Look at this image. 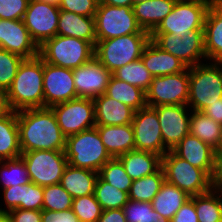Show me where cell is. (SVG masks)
Listing matches in <instances>:
<instances>
[{"label": "cell", "instance_id": "816d5d0a", "mask_svg": "<svg viewBox=\"0 0 222 222\" xmlns=\"http://www.w3.org/2000/svg\"><path fill=\"white\" fill-rule=\"evenodd\" d=\"M202 112L222 125V98L206 107Z\"/></svg>", "mask_w": 222, "mask_h": 222}, {"label": "cell", "instance_id": "2e32d148", "mask_svg": "<svg viewBox=\"0 0 222 222\" xmlns=\"http://www.w3.org/2000/svg\"><path fill=\"white\" fill-rule=\"evenodd\" d=\"M131 125L135 150L154 152L162 157L169 151L164 146L157 111L153 107L146 106L135 111Z\"/></svg>", "mask_w": 222, "mask_h": 222}, {"label": "cell", "instance_id": "f35d334b", "mask_svg": "<svg viewBox=\"0 0 222 222\" xmlns=\"http://www.w3.org/2000/svg\"><path fill=\"white\" fill-rule=\"evenodd\" d=\"M127 222H170L157 213L150 202L130 200L123 207Z\"/></svg>", "mask_w": 222, "mask_h": 222}, {"label": "cell", "instance_id": "60d3db41", "mask_svg": "<svg viewBox=\"0 0 222 222\" xmlns=\"http://www.w3.org/2000/svg\"><path fill=\"white\" fill-rule=\"evenodd\" d=\"M71 209L80 222H97L103 212L94 194L74 198Z\"/></svg>", "mask_w": 222, "mask_h": 222}, {"label": "cell", "instance_id": "44dd1931", "mask_svg": "<svg viewBox=\"0 0 222 222\" xmlns=\"http://www.w3.org/2000/svg\"><path fill=\"white\" fill-rule=\"evenodd\" d=\"M93 101L96 125L112 126L132 123L135 110L130 106L105 94L97 96Z\"/></svg>", "mask_w": 222, "mask_h": 222}, {"label": "cell", "instance_id": "cb8c5ba5", "mask_svg": "<svg viewBox=\"0 0 222 222\" xmlns=\"http://www.w3.org/2000/svg\"><path fill=\"white\" fill-rule=\"evenodd\" d=\"M105 149L112 158L135 150L134 131L131 124L96 125Z\"/></svg>", "mask_w": 222, "mask_h": 222}, {"label": "cell", "instance_id": "d6a6232c", "mask_svg": "<svg viewBox=\"0 0 222 222\" xmlns=\"http://www.w3.org/2000/svg\"><path fill=\"white\" fill-rule=\"evenodd\" d=\"M105 95L130 106L135 111L144 108L146 104V93L139 87L128 84L111 76Z\"/></svg>", "mask_w": 222, "mask_h": 222}, {"label": "cell", "instance_id": "ee69618b", "mask_svg": "<svg viewBox=\"0 0 222 222\" xmlns=\"http://www.w3.org/2000/svg\"><path fill=\"white\" fill-rule=\"evenodd\" d=\"M99 2L97 0H61L60 10H66L82 16L95 17Z\"/></svg>", "mask_w": 222, "mask_h": 222}, {"label": "cell", "instance_id": "d6986e66", "mask_svg": "<svg viewBox=\"0 0 222 222\" xmlns=\"http://www.w3.org/2000/svg\"><path fill=\"white\" fill-rule=\"evenodd\" d=\"M72 71L76 94L79 98L95 99L105 94L112 76V73L95 57Z\"/></svg>", "mask_w": 222, "mask_h": 222}, {"label": "cell", "instance_id": "9f6ffc18", "mask_svg": "<svg viewBox=\"0 0 222 222\" xmlns=\"http://www.w3.org/2000/svg\"><path fill=\"white\" fill-rule=\"evenodd\" d=\"M0 222H10L6 213L0 215Z\"/></svg>", "mask_w": 222, "mask_h": 222}, {"label": "cell", "instance_id": "ba28073f", "mask_svg": "<svg viewBox=\"0 0 222 222\" xmlns=\"http://www.w3.org/2000/svg\"><path fill=\"white\" fill-rule=\"evenodd\" d=\"M95 26L97 40L128 34H150L139 26L132 7L110 6L101 2L95 13Z\"/></svg>", "mask_w": 222, "mask_h": 222}, {"label": "cell", "instance_id": "d590c367", "mask_svg": "<svg viewBox=\"0 0 222 222\" xmlns=\"http://www.w3.org/2000/svg\"><path fill=\"white\" fill-rule=\"evenodd\" d=\"M112 75L121 81L139 87L145 92L153 80L152 74L145 67L141 58L118 68Z\"/></svg>", "mask_w": 222, "mask_h": 222}, {"label": "cell", "instance_id": "f1b7e54d", "mask_svg": "<svg viewBox=\"0 0 222 222\" xmlns=\"http://www.w3.org/2000/svg\"><path fill=\"white\" fill-rule=\"evenodd\" d=\"M190 134L209 144L218 153L222 149V125L202 111L191 110Z\"/></svg>", "mask_w": 222, "mask_h": 222}, {"label": "cell", "instance_id": "74e56055", "mask_svg": "<svg viewBox=\"0 0 222 222\" xmlns=\"http://www.w3.org/2000/svg\"><path fill=\"white\" fill-rule=\"evenodd\" d=\"M99 176L110 185L129 194L133 180L126 173L118 157L106 162L99 171Z\"/></svg>", "mask_w": 222, "mask_h": 222}, {"label": "cell", "instance_id": "6da1fadb", "mask_svg": "<svg viewBox=\"0 0 222 222\" xmlns=\"http://www.w3.org/2000/svg\"><path fill=\"white\" fill-rule=\"evenodd\" d=\"M21 153L33 150L64 151L66 137L50 107L17 111Z\"/></svg>", "mask_w": 222, "mask_h": 222}, {"label": "cell", "instance_id": "680465c9", "mask_svg": "<svg viewBox=\"0 0 222 222\" xmlns=\"http://www.w3.org/2000/svg\"><path fill=\"white\" fill-rule=\"evenodd\" d=\"M132 1H133V4H137V3L143 2L145 0H132Z\"/></svg>", "mask_w": 222, "mask_h": 222}, {"label": "cell", "instance_id": "7a4b0ae2", "mask_svg": "<svg viewBox=\"0 0 222 222\" xmlns=\"http://www.w3.org/2000/svg\"><path fill=\"white\" fill-rule=\"evenodd\" d=\"M44 61L39 57L24 59L7 90L12 111L44 107Z\"/></svg>", "mask_w": 222, "mask_h": 222}, {"label": "cell", "instance_id": "484cf974", "mask_svg": "<svg viewBox=\"0 0 222 222\" xmlns=\"http://www.w3.org/2000/svg\"><path fill=\"white\" fill-rule=\"evenodd\" d=\"M177 0H145L133 4V11L139 26L150 34L173 10Z\"/></svg>", "mask_w": 222, "mask_h": 222}, {"label": "cell", "instance_id": "4fadbf2b", "mask_svg": "<svg viewBox=\"0 0 222 222\" xmlns=\"http://www.w3.org/2000/svg\"><path fill=\"white\" fill-rule=\"evenodd\" d=\"M50 108L66 138L96 126L93 99L76 98Z\"/></svg>", "mask_w": 222, "mask_h": 222}, {"label": "cell", "instance_id": "5b68a950", "mask_svg": "<svg viewBox=\"0 0 222 222\" xmlns=\"http://www.w3.org/2000/svg\"><path fill=\"white\" fill-rule=\"evenodd\" d=\"M151 40L150 34H128L112 39L97 40L94 57L111 73L141 58Z\"/></svg>", "mask_w": 222, "mask_h": 222}, {"label": "cell", "instance_id": "8fae6325", "mask_svg": "<svg viewBox=\"0 0 222 222\" xmlns=\"http://www.w3.org/2000/svg\"><path fill=\"white\" fill-rule=\"evenodd\" d=\"M30 181L41 187L60 183L68 160L64 151L33 150L21 153Z\"/></svg>", "mask_w": 222, "mask_h": 222}, {"label": "cell", "instance_id": "4316f807", "mask_svg": "<svg viewBox=\"0 0 222 222\" xmlns=\"http://www.w3.org/2000/svg\"><path fill=\"white\" fill-rule=\"evenodd\" d=\"M132 180L157 172L162 167V156L143 150H132L118 157Z\"/></svg>", "mask_w": 222, "mask_h": 222}, {"label": "cell", "instance_id": "f5cc1de1", "mask_svg": "<svg viewBox=\"0 0 222 222\" xmlns=\"http://www.w3.org/2000/svg\"><path fill=\"white\" fill-rule=\"evenodd\" d=\"M6 91L0 89V118L11 112Z\"/></svg>", "mask_w": 222, "mask_h": 222}, {"label": "cell", "instance_id": "d4e9b609", "mask_svg": "<svg viewBox=\"0 0 222 222\" xmlns=\"http://www.w3.org/2000/svg\"><path fill=\"white\" fill-rule=\"evenodd\" d=\"M204 49L207 61L222 62V5L209 7L204 22Z\"/></svg>", "mask_w": 222, "mask_h": 222}, {"label": "cell", "instance_id": "603a6c76", "mask_svg": "<svg viewBox=\"0 0 222 222\" xmlns=\"http://www.w3.org/2000/svg\"><path fill=\"white\" fill-rule=\"evenodd\" d=\"M57 35L86 40L95 47L97 42L95 17L60 10Z\"/></svg>", "mask_w": 222, "mask_h": 222}, {"label": "cell", "instance_id": "ab89813d", "mask_svg": "<svg viewBox=\"0 0 222 222\" xmlns=\"http://www.w3.org/2000/svg\"><path fill=\"white\" fill-rule=\"evenodd\" d=\"M73 198L60 183L43 187L42 209L65 211L71 209Z\"/></svg>", "mask_w": 222, "mask_h": 222}, {"label": "cell", "instance_id": "7dc6e473", "mask_svg": "<svg viewBox=\"0 0 222 222\" xmlns=\"http://www.w3.org/2000/svg\"><path fill=\"white\" fill-rule=\"evenodd\" d=\"M170 222H199L194 205V196H191L175 213Z\"/></svg>", "mask_w": 222, "mask_h": 222}, {"label": "cell", "instance_id": "7c38bea8", "mask_svg": "<svg viewBox=\"0 0 222 222\" xmlns=\"http://www.w3.org/2000/svg\"><path fill=\"white\" fill-rule=\"evenodd\" d=\"M146 93L149 107L187 105L189 96V68L183 72L153 77Z\"/></svg>", "mask_w": 222, "mask_h": 222}, {"label": "cell", "instance_id": "8d00e7d4", "mask_svg": "<svg viewBox=\"0 0 222 222\" xmlns=\"http://www.w3.org/2000/svg\"><path fill=\"white\" fill-rule=\"evenodd\" d=\"M94 195L103 211L108 209H123L129 201V194L127 192H123L110 185L100 176H98L95 183Z\"/></svg>", "mask_w": 222, "mask_h": 222}, {"label": "cell", "instance_id": "9a60e30c", "mask_svg": "<svg viewBox=\"0 0 222 222\" xmlns=\"http://www.w3.org/2000/svg\"><path fill=\"white\" fill-rule=\"evenodd\" d=\"M59 14L60 8L57 4L40 0L29 1L22 20L38 47L57 35Z\"/></svg>", "mask_w": 222, "mask_h": 222}, {"label": "cell", "instance_id": "bcb514c9", "mask_svg": "<svg viewBox=\"0 0 222 222\" xmlns=\"http://www.w3.org/2000/svg\"><path fill=\"white\" fill-rule=\"evenodd\" d=\"M42 206L43 187L32 182L25 184L21 209L42 210Z\"/></svg>", "mask_w": 222, "mask_h": 222}, {"label": "cell", "instance_id": "db71d44e", "mask_svg": "<svg viewBox=\"0 0 222 222\" xmlns=\"http://www.w3.org/2000/svg\"><path fill=\"white\" fill-rule=\"evenodd\" d=\"M101 3L117 7L121 6L133 7L132 0H102Z\"/></svg>", "mask_w": 222, "mask_h": 222}, {"label": "cell", "instance_id": "ac0fdd59", "mask_svg": "<svg viewBox=\"0 0 222 222\" xmlns=\"http://www.w3.org/2000/svg\"><path fill=\"white\" fill-rule=\"evenodd\" d=\"M44 107L79 98L74 86L73 71L44 62Z\"/></svg>", "mask_w": 222, "mask_h": 222}, {"label": "cell", "instance_id": "9c48e42d", "mask_svg": "<svg viewBox=\"0 0 222 222\" xmlns=\"http://www.w3.org/2000/svg\"><path fill=\"white\" fill-rule=\"evenodd\" d=\"M150 36L158 47L178 58L188 68L207 61L204 29L190 31L183 38L171 33H151Z\"/></svg>", "mask_w": 222, "mask_h": 222}, {"label": "cell", "instance_id": "c3c4849f", "mask_svg": "<svg viewBox=\"0 0 222 222\" xmlns=\"http://www.w3.org/2000/svg\"><path fill=\"white\" fill-rule=\"evenodd\" d=\"M41 222H80L78 217L68 209L65 211L41 210Z\"/></svg>", "mask_w": 222, "mask_h": 222}, {"label": "cell", "instance_id": "f6af8a7d", "mask_svg": "<svg viewBox=\"0 0 222 222\" xmlns=\"http://www.w3.org/2000/svg\"><path fill=\"white\" fill-rule=\"evenodd\" d=\"M30 0H0V19L22 20Z\"/></svg>", "mask_w": 222, "mask_h": 222}, {"label": "cell", "instance_id": "3957f363", "mask_svg": "<svg viewBox=\"0 0 222 222\" xmlns=\"http://www.w3.org/2000/svg\"><path fill=\"white\" fill-rule=\"evenodd\" d=\"M222 98V62L205 61L189 67V96L187 106L203 111Z\"/></svg>", "mask_w": 222, "mask_h": 222}, {"label": "cell", "instance_id": "6f0895ef", "mask_svg": "<svg viewBox=\"0 0 222 222\" xmlns=\"http://www.w3.org/2000/svg\"><path fill=\"white\" fill-rule=\"evenodd\" d=\"M40 1H45V2H48V3H52V4H59L61 0H40Z\"/></svg>", "mask_w": 222, "mask_h": 222}, {"label": "cell", "instance_id": "5bb4252c", "mask_svg": "<svg viewBox=\"0 0 222 222\" xmlns=\"http://www.w3.org/2000/svg\"><path fill=\"white\" fill-rule=\"evenodd\" d=\"M172 151L192 166L204 170L217 184L222 183V162L218 152L209 144L188 134Z\"/></svg>", "mask_w": 222, "mask_h": 222}, {"label": "cell", "instance_id": "ffe728a7", "mask_svg": "<svg viewBox=\"0 0 222 222\" xmlns=\"http://www.w3.org/2000/svg\"><path fill=\"white\" fill-rule=\"evenodd\" d=\"M0 48L24 59L39 56V47L32 40L23 20L0 19Z\"/></svg>", "mask_w": 222, "mask_h": 222}, {"label": "cell", "instance_id": "1f68e13d", "mask_svg": "<svg viewBox=\"0 0 222 222\" xmlns=\"http://www.w3.org/2000/svg\"><path fill=\"white\" fill-rule=\"evenodd\" d=\"M194 205L199 222H222V183L194 196Z\"/></svg>", "mask_w": 222, "mask_h": 222}, {"label": "cell", "instance_id": "83f0119b", "mask_svg": "<svg viewBox=\"0 0 222 222\" xmlns=\"http://www.w3.org/2000/svg\"><path fill=\"white\" fill-rule=\"evenodd\" d=\"M99 176L98 172L90 169L77 168L67 165L60 185L72 196L77 198L94 194L95 183Z\"/></svg>", "mask_w": 222, "mask_h": 222}, {"label": "cell", "instance_id": "836d02e7", "mask_svg": "<svg viewBox=\"0 0 222 222\" xmlns=\"http://www.w3.org/2000/svg\"><path fill=\"white\" fill-rule=\"evenodd\" d=\"M164 182L165 174L162 167L151 175L135 179L129 191V199L151 203Z\"/></svg>", "mask_w": 222, "mask_h": 222}, {"label": "cell", "instance_id": "f907efd6", "mask_svg": "<svg viewBox=\"0 0 222 222\" xmlns=\"http://www.w3.org/2000/svg\"><path fill=\"white\" fill-rule=\"evenodd\" d=\"M97 222H127L123 209L104 210Z\"/></svg>", "mask_w": 222, "mask_h": 222}, {"label": "cell", "instance_id": "681fc988", "mask_svg": "<svg viewBox=\"0 0 222 222\" xmlns=\"http://www.w3.org/2000/svg\"><path fill=\"white\" fill-rule=\"evenodd\" d=\"M10 222H41V210L13 209L7 213Z\"/></svg>", "mask_w": 222, "mask_h": 222}, {"label": "cell", "instance_id": "7402d4cb", "mask_svg": "<svg viewBox=\"0 0 222 222\" xmlns=\"http://www.w3.org/2000/svg\"><path fill=\"white\" fill-rule=\"evenodd\" d=\"M141 59L153 77L177 74L187 68L178 58L163 51L152 40L143 49Z\"/></svg>", "mask_w": 222, "mask_h": 222}, {"label": "cell", "instance_id": "91938a15", "mask_svg": "<svg viewBox=\"0 0 222 222\" xmlns=\"http://www.w3.org/2000/svg\"><path fill=\"white\" fill-rule=\"evenodd\" d=\"M218 155H219L220 160H221V162H222V149H221V151L218 153Z\"/></svg>", "mask_w": 222, "mask_h": 222}, {"label": "cell", "instance_id": "e0dca14e", "mask_svg": "<svg viewBox=\"0 0 222 222\" xmlns=\"http://www.w3.org/2000/svg\"><path fill=\"white\" fill-rule=\"evenodd\" d=\"M157 111L164 146L172 150L190 134L191 109L187 105H160Z\"/></svg>", "mask_w": 222, "mask_h": 222}, {"label": "cell", "instance_id": "30bf717a", "mask_svg": "<svg viewBox=\"0 0 222 222\" xmlns=\"http://www.w3.org/2000/svg\"><path fill=\"white\" fill-rule=\"evenodd\" d=\"M210 5L197 0H177L173 10L152 33H171L183 36L193 30L204 29Z\"/></svg>", "mask_w": 222, "mask_h": 222}, {"label": "cell", "instance_id": "4dcf8cb0", "mask_svg": "<svg viewBox=\"0 0 222 222\" xmlns=\"http://www.w3.org/2000/svg\"><path fill=\"white\" fill-rule=\"evenodd\" d=\"M21 156L17 112L11 111L0 118V159H13Z\"/></svg>", "mask_w": 222, "mask_h": 222}, {"label": "cell", "instance_id": "11a10c76", "mask_svg": "<svg viewBox=\"0 0 222 222\" xmlns=\"http://www.w3.org/2000/svg\"><path fill=\"white\" fill-rule=\"evenodd\" d=\"M197 1H201V2L207 3L210 6L217 5V4L220 3V0H197Z\"/></svg>", "mask_w": 222, "mask_h": 222}, {"label": "cell", "instance_id": "b9f144b4", "mask_svg": "<svg viewBox=\"0 0 222 222\" xmlns=\"http://www.w3.org/2000/svg\"><path fill=\"white\" fill-rule=\"evenodd\" d=\"M24 58L0 48V89L7 92Z\"/></svg>", "mask_w": 222, "mask_h": 222}, {"label": "cell", "instance_id": "e575fe53", "mask_svg": "<svg viewBox=\"0 0 222 222\" xmlns=\"http://www.w3.org/2000/svg\"><path fill=\"white\" fill-rule=\"evenodd\" d=\"M28 169L20 157L4 159L0 162V191L16 185L30 183Z\"/></svg>", "mask_w": 222, "mask_h": 222}, {"label": "cell", "instance_id": "7bdbcfd3", "mask_svg": "<svg viewBox=\"0 0 222 222\" xmlns=\"http://www.w3.org/2000/svg\"><path fill=\"white\" fill-rule=\"evenodd\" d=\"M24 185H16L5 188L0 191V210L2 213L19 208L21 209V201H23ZM4 204V205H3Z\"/></svg>", "mask_w": 222, "mask_h": 222}, {"label": "cell", "instance_id": "8992f818", "mask_svg": "<svg viewBox=\"0 0 222 222\" xmlns=\"http://www.w3.org/2000/svg\"><path fill=\"white\" fill-rule=\"evenodd\" d=\"M95 55V47L86 40L56 35L39 47V57L46 63L69 69L78 68Z\"/></svg>", "mask_w": 222, "mask_h": 222}, {"label": "cell", "instance_id": "52a82bcc", "mask_svg": "<svg viewBox=\"0 0 222 222\" xmlns=\"http://www.w3.org/2000/svg\"><path fill=\"white\" fill-rule=\"evenodd\" d=\"M165 181L196 196L210 191L217 183L202 169L192 166L186 160L169 150L162 157Z\"/></svg>", "mask_w": 222, "mask_h": 222}, {"label": "cell", "instance_id": "f546056e", "mask_svg": "<svg viewBox=\"0 0 222 222\" xmlns=\"http://www.w3.org/2000/svg\"><path fill=\"white\" fill-rule=\"evenodd\" d=\"M190 197L185 191L165 181L151 203L153 209L159 213L161 217L171 220L178 209L189 200Z\"/></svg>", "mask_w": 222, "mask_h": 222}, {"label": "cell", "instance_id": "277c9868", "mask_svg": "<svg viewBox=\"0 0 222 222\" xmlns=\"http://www.w3.org/2000/svg\"><path fill=\"white\" fill-rule=\"evenodd\" d=\"M64 152L69 165L98 173L112 158L96 127L67 137Z\"/></svg>", "mask_w": 222, "mask_h": 222}]
</instances>
